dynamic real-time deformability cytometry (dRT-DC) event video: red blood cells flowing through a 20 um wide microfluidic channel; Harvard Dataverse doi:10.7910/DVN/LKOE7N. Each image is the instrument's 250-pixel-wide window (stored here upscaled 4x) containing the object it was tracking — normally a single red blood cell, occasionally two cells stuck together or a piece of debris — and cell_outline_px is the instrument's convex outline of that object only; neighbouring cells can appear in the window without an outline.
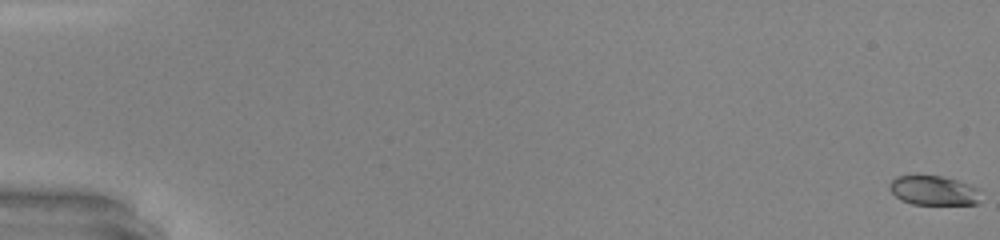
{"species": "common noctule bat (a hibernating species)", "species_latin": "Nyctalus noctula", "temperature_condition": "warm", "stored_images_in_passage": 49, "camera_frame_rate_fps": 3000, "um_per_image_px": 0.085, "animal": {"sex": "male", "body_mass_g": 20.0, "forearm_length_mm": 53.3}, "frame": {"image": 1, "passage_image": 1, "time_ms": 0.0, "image_size_px": [1000, 240], "cell_outline_px": [[980, 204], [912, 204], [900, 200], [888, 188], [888, 184], [896, 176], [940, 176], [956, 180], [968, 184], [976, 188]], "centroid_in_image_um": [79.3, 16.2], "position_along_channel_um": 5.7, "area_um2": 15.43}}
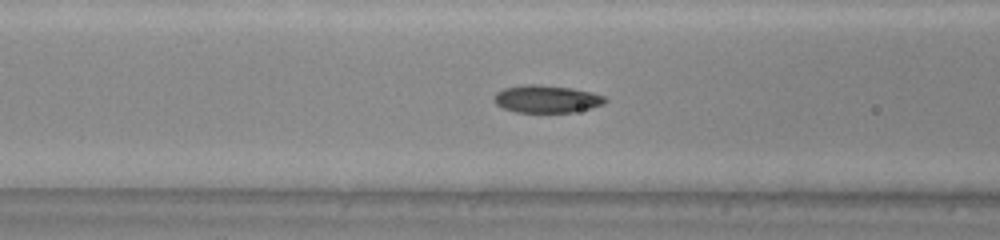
{"frame": {"image": 2, "passage_image": 22, "time_ms": 7.0, "image_size_px": [1000, 240], "cell_outline_px": [[608, 100], [604, 104], [572, 112], [516, 112], [504, 108], [496, 104], [492, 100], [496, 92], [504, 88], [524, 84], [536, 84], [572, 88], [592, 92], [604, 96]], "centroid_in_image_um": [46.44, 8.4], "position_along_channel_um": 120.2, "area_um2": 17.8}}
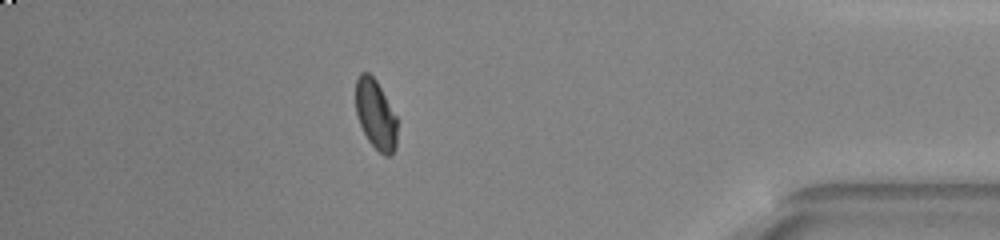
{"frame": {"image": 3, "passage_image": 44, "time_ms": 14.333, "image_size_px": [1000, 240], "cell_outline_px": [[396, 148], [392, 156], [384, 156], [368, 140], [360, 124], [356, 112], [356, 80], [360, 72], [368, 72], [376, 80], [396, 116]], "centroid_in_image_um": [31.93, 9.74], "position_along_channel_um": 403.3, "area_um2": 16.65}, "authors_computed_cell_mechanics": {"area_um2": 17.1088, "velocity_mm_per_s": 4.3529, "shape_relaxation_time_tau1_ms": 6.3754, "shape_relaxation_time_tau2_ms": 0.4995, "deformation_change_tau1": 0.2236, "deformation_change_tau2": 0.0451}}